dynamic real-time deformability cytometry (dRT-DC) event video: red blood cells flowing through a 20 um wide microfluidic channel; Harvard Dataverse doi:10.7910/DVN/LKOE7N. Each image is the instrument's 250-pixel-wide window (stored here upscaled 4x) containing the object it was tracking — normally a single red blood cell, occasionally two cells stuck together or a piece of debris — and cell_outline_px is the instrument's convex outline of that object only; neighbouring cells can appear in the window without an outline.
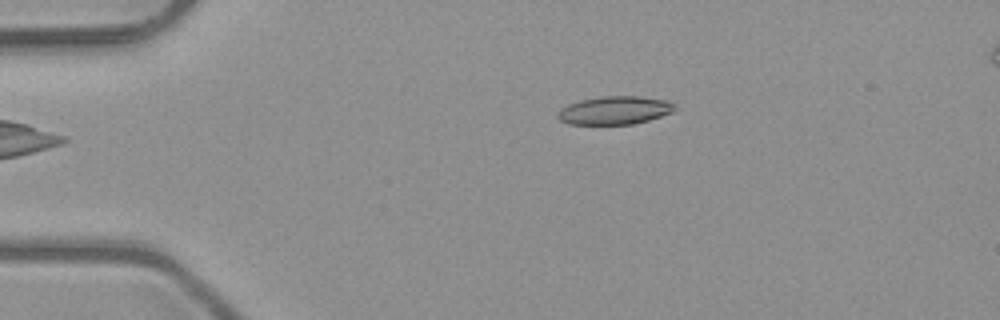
{"species": "common noctule bat (a hibernating species)", "species_latin": "Nyctalus noctula", "temperature_condition": "room temperature", "stored_images_in_passage": 2, "camera_frame_rate_fps": 3000, "um_per_image_px": 0.085, "animal": {"sex": "male", "body_mass_g": 23.1, "forearm_length_mm": 52.7}, "frame": {"image": 1, "passage_image": 2, "time_ms": 0.333, "image_size_px": [1000, 320], "cell_outline_px": [[676, 108], [672, 112], [648, 120], [632, 124], [568, 124], [560, 120], [556, 116], [556, 112], [560, 108], [568, 104], [580, 100], [604, 96], [640, 96], [668, 100], [676, 104]], "centroid_in_image_um": [52.24, 9.37], "position_along_channel_um": 32.8, "area_um2": 19.36}}